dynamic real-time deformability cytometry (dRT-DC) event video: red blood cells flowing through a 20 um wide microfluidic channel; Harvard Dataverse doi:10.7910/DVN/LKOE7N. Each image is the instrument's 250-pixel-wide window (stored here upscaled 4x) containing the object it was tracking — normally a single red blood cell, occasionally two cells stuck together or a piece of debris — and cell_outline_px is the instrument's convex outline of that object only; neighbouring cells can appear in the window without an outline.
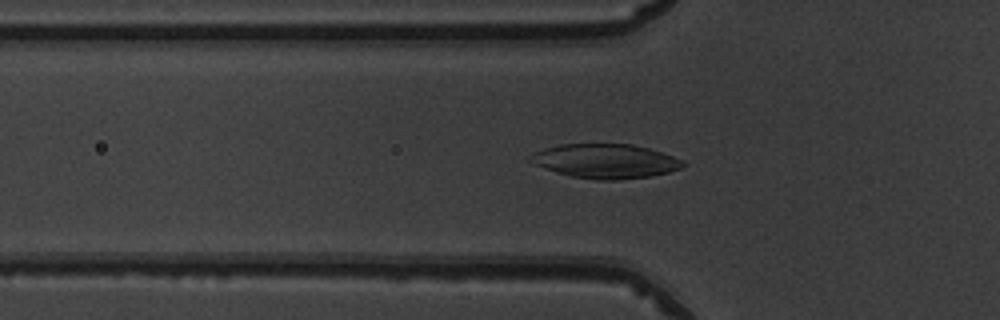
{"species": "common noctule bat (a hibernating species)", "species_latin": "Nyctalus noctula", "temperature_condition": "warm", "stored_images_in_passage": 39, "camera_frame_rate_fps": 3000, "um_per_image_px": 0.085, "animal": {"sex": "male", "body_mass_g": 19.5, "forearm_length_mm": 54.6}, "frame": {"image": 1, "passage_image": 5, "time_ms": 1.333, "image_size_px": [1000, 320], "cell_outline_px": [[684, 164], [680, 168], [668, 172], [648, 176], [616, 180], [596, 180], [572, 176], [556, 172], [536, 164], [528, 160], [532, 152], [544, 148], [560, 144], [632, 144], [648, 148], [684, 160]], "centroid_in_image_um": [51.43, 13.68], "position_along_channel_um": 74.4, "area_um2": 30.23}}
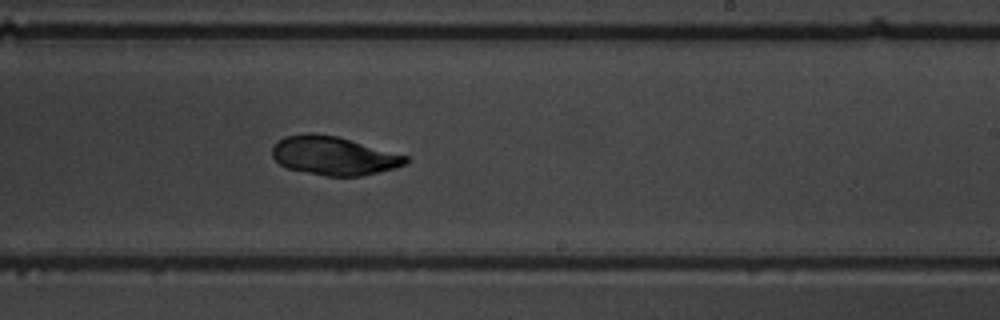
{"frame": {"image": 2, "passage_image": 19, "time_ms": 6.0, "image_size_px": [1000, 320], "cell_outline_px": [[412, 160], [408, 164], [396, 168], [360, 176], [324, 176], [288, 168], [280, 164], [272, 156], [272, 148], [276, 140], [284, 136], [308, 132], [312, 132], [336, 136], [408, 156]], "centroid_in_image_um": [28.37, 13.23], "position_along_channel_um": 260.6, "area_um2": 30.23}}
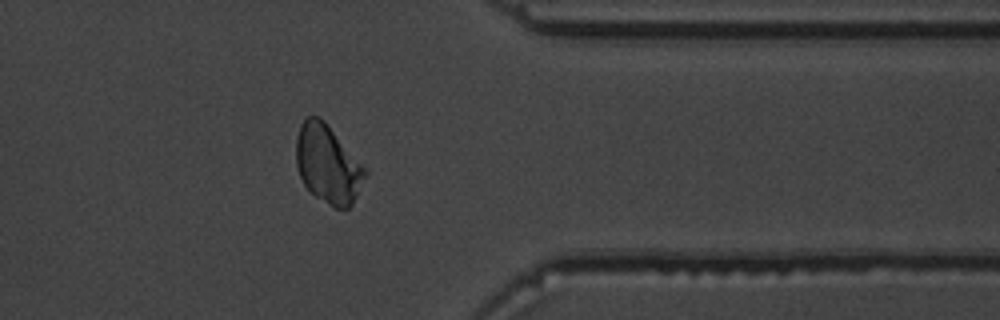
{"frame": {"image": 3, "passage_image": 29, "time_ms": 9.333, "image_size_px": [1000, 320], "cell_outline_px": [[368, 176], [352, 204], [348, 208], [336, 208], [316, 196], [304, 184], [300, 176], [296, 164], [296, 140], [300, 124], [308, 116], [316, 116], [324, 120], [368, 172]], "centroid_in_image_um": [27.87, 13.95], "position_along_channel_um": 383.5, "area_um2": 31.04}}